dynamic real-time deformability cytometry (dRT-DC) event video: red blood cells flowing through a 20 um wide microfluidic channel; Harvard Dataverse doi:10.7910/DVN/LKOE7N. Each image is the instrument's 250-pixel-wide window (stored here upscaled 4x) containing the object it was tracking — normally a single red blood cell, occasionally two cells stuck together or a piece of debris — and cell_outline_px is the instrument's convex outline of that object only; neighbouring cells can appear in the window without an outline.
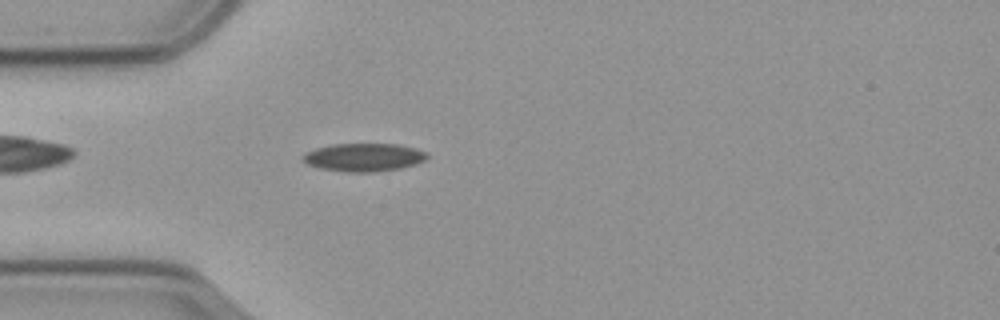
{"species": "common noctule bat (a hibernating species)", "species_latin": "Nyctalus noctula", "temperature_condition": "cold", "stored_images_in_passage": 51, "camera_frame_rate_fps": 3000, "um_per_image_px": 0.085, "animal": {"sex": "male", "body_mass_g": 23.1, "forearm_length_mm": 52.7}, "frame": {"image": 1, "passage_image": 10, "time_ms": 3.0, "image_size_px": [1000, 320], "cell_outline_px": [[428, 156], [424, 160], [416, 164], [400, 168], [372, 172], [344, 172], [320, 168], [308, 164], [304, 160], [304, 156], [308, 152], [316, 148], [332, 144], [396, 144], [416, 148], [424, 152]], "centroid_in_image_um": [30.94, 13.37], "position_along_channel_um": 54.1, "area_um2": 20.06}}
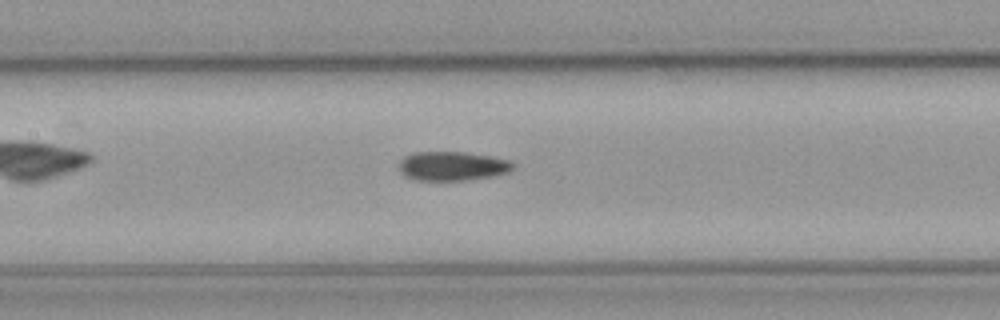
{"frame": {"image": 2, "passage_image": 20, "time_ms": 6.333, "image_size_px": [1000, 320], "cell_outline_px": [[512, 168], [508, 172], [492, 176], [468, 180], [412, 180], [404, 176], [400, 172], [400, 160], [404, 156], [412, 152], [464, 152], [488, 156], [508, 160], [512, 164]], "centroid_in_image_um": [38.37, 14.12], "position_along_channel_um": 169.0, "area_um2": 19.25}}
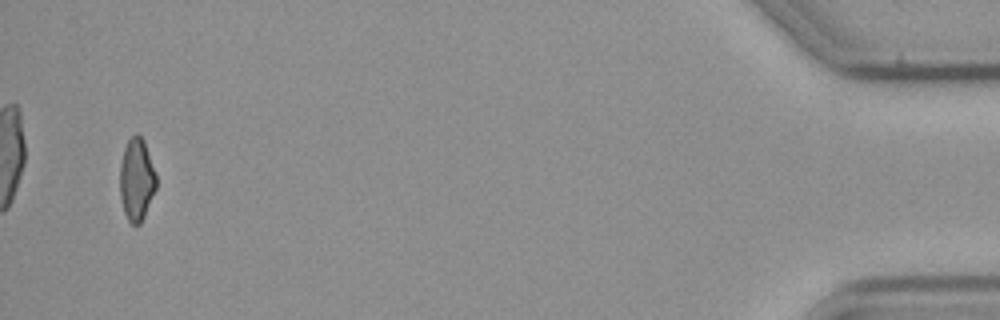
{"frame": {"image": 3, "passage_image": 49, "time_ms": 16.0, "image_size_px": [1000, 320], "cell_outline_px": [[156, 188], [144, 216], [140, 224], [132, 224], [128, 220], [124, 212], [120, 196], [120, 164], [124, 148], [128, 140], [136, 132], [144, 140], [156, 176]], "centroid_in_image_um": [11.6, 15.25], "position_along_channel_um": 423.6, "area_um2": 17.28}, "authors_computed_cell_mechanics": {"area_um2": 19.1896, "velocity_mm_per_s": 3.5857, "shape_relaxation_time_tau1_ms": null, "shape_relaxation_time_tau2_ms": 9.9319, "deformation_change_tau1": null, "deformation_change_tau2": 0.1747}}